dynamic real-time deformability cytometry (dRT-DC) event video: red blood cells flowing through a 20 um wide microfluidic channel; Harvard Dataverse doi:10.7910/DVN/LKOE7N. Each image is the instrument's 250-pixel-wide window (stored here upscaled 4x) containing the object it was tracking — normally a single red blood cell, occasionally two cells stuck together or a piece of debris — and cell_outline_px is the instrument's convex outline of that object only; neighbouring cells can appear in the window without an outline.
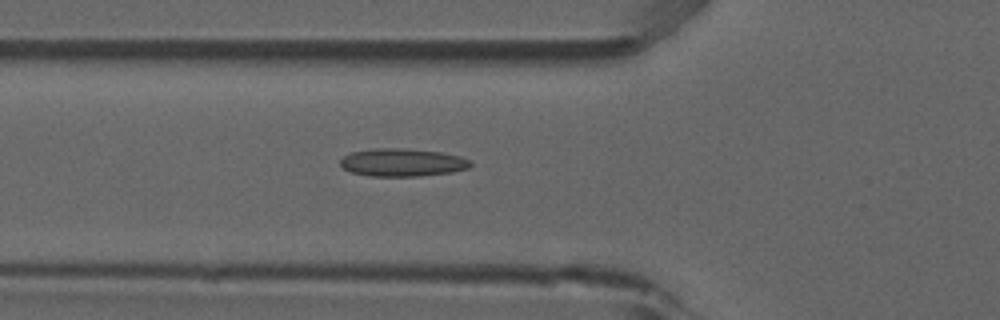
{"species": "common noctule bat (a hibernating species)", "species_latin": "Nyctalus noctula", "temperature_condition": "room temperature", "stored_images_in_passage": 36, "camera_frame_rate_fps": 3000, "um_per_image_px": 0.085, "animal": {"sex": "male", "forearm_length_mm": 52.5}, "frame": {"image": 1, "passage_image": 2, "time_ms": 0.333, "image_size_px": [1000, 320], "cell_outline_px": [[472, 164], [468, 168], [452, 172], [420, 176], [372, 176], [352, 172], [344, 168], [340, 164], [340, 160], [344, 156], [352, 152], [376, 148], [400, 148], [440, 152], [460, 156], [472, 160]], "centroid_in_image_um": [34.23, 13.81], "position_along_channel_um": 91.6, "area_um2": 21.04}}
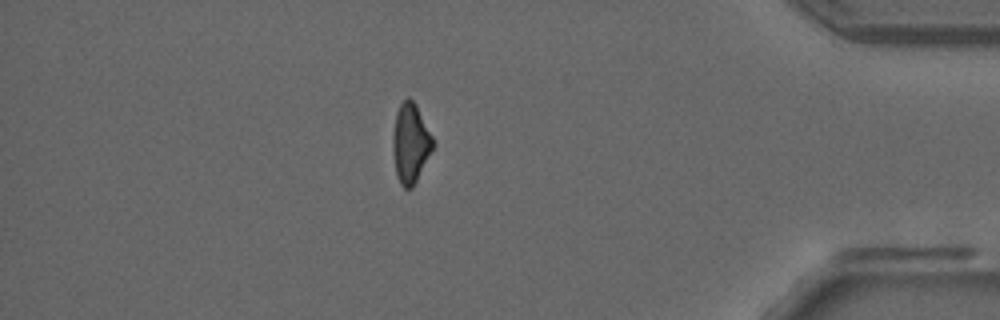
{"frame": {"image": 2, "passage_image": 29, "time_ms": 9.333, "image_size_px": [1000, 320], "cell_outline_px": [[436, 144], [412, 188], [404, 188], [400, 184], [396, 176], [392, 148], [392, 136], [396, 112], [400, 104], [408, 96], [416, 104]], "centroid_in_image_um": [34.89, 12.18], "position_along_channel_um": 400.3, "area_um2": 18.73}}
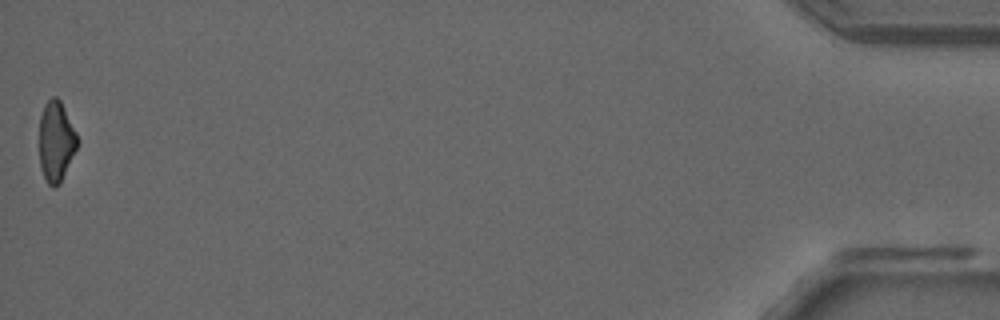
{"frame": {"image": 3, "passage_image": 36, "time_ms": 11.667, "image_size_px": [1000, 320], "cell_outline_px": [[76, 148], [60, 184], [56, 188], [52, 188], [48, 184], [40, 168], [40, 116], [44, 104], [52, 96], [56, 96], [60, 100], [76, 132]], "centroid_in_image_um": [4.74, 12.03], "position_along_channel_um": 430.5, "area_um2": 17.57}}